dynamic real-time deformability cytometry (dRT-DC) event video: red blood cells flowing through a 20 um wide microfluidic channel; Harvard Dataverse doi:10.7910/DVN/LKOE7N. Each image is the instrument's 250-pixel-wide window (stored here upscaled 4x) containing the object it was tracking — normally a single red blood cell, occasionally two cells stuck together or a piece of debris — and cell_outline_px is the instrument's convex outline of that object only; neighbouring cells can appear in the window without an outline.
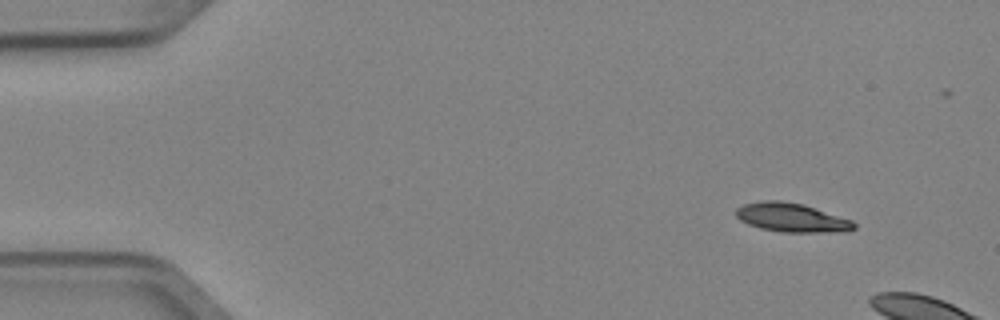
{"species": "Egyptian fruit bat (a non-hibernating species)", "species_latin": "Rousettus aegyptiacus", "temperature_condition": "cold", "stored_images_in_passage": 3, "camera_frame_rate_fps": 3000, "um_per_image_px": 0.085, "animal": {"sex": "female"}, "frame": {"image": 1, "passage_image": 1, "time_ms": 0.0, "image_size_px": [1000, 320], "cell_outline_px": [[856, 228], [848, 232], [780, 232], [760, 228], [748, 224], [740, 220], [736, 216], [736, 208], [744, 204], [764, 200], [780, 200], [804, 204], [852, 220], [856, 224]], "centroid_in_image_um": [67.31, 18.5], "position_along_channel_um": 17.7, "area_um2": 20.06}}